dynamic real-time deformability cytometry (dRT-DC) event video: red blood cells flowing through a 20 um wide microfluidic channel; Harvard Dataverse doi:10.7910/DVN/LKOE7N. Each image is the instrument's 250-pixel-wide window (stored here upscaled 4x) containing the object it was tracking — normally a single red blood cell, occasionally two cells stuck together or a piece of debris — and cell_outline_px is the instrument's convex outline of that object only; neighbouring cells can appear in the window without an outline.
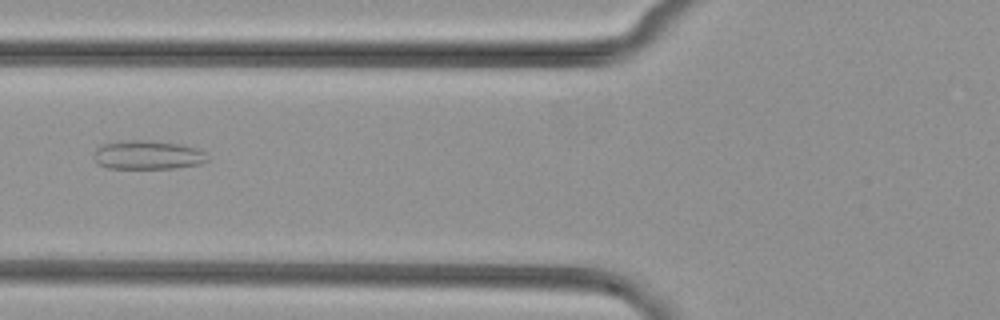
{"species": "common noctule bat (a hibernating species)", "species_latin": "Nyctalus noctula", "temperature_condition": "cold", "stored_images_in_passage": 39, "camera_frame_rate_fps": 3000, "um_per_image_px": 0.085, "animal": {"sex": "female", "body_mass_g": 29.2, "forearm_length_mm": 56.3}, "frame": {"image": 1, "passage_image": 8, "time_ms": 2.333, "image_size_px": [1000, 320], "cell_outline_px": [[208, 160], [200, 164], [176, 168], [108, 168], [96, 164], [92, 156], [92, 152], [100, 144], [120, 140], [148, 140], [180, 144], [196, 148], [204, 152]], "centroid_in_image_um": [12.47, 13.16], "position_along_channel_um": 113.3, "area_um2": 19.42}}
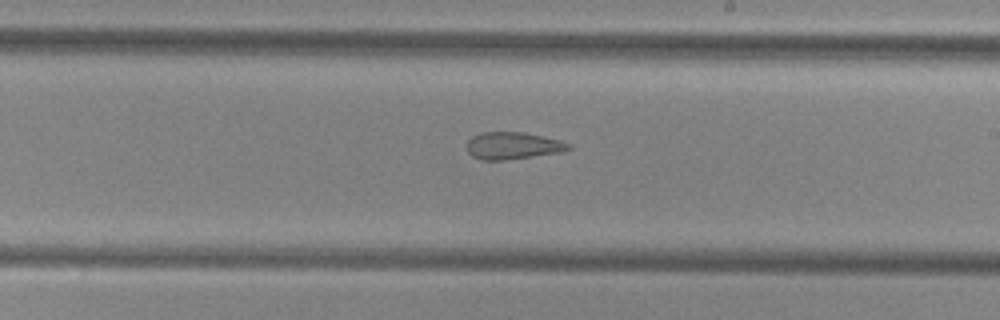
{"frame": {"image": 2, "passage_image": 18, "time_ms": 5.667, "image_size_px": [1000, 320], "cell_outline_px": [[572, 148], [560, 152], [504, 160], [480, 160], [472, 156], [468, 152], [468, 140], [472, 136], [480, 132], [524, 132], [560, 140], [568, 144]], "centroid_in_image_um": [43.55, 12.38], "position_along_channel_um": 245.4, "area_um2": 15.95}}
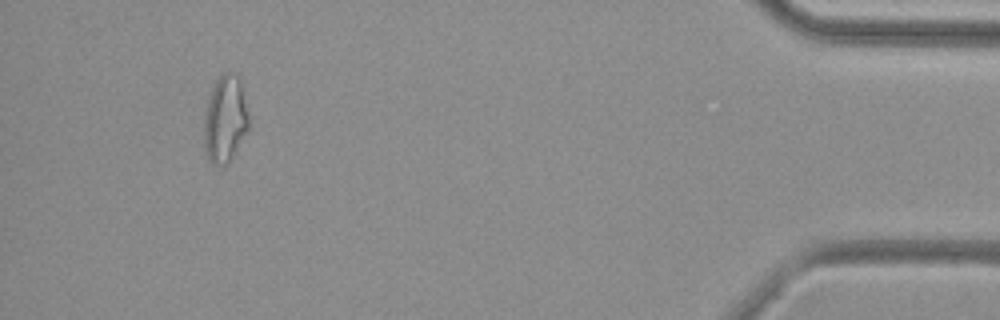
{"frame": {"image": 3, "passage_image": 36, "time_ms": 11.667, "image_size_px": [1000, 320], "cell_outline_px": [[248, 132], [228, 164], [212, 164], [208, 160], [204, 148], [204, 112], [208, 96], [212, 84], [216, 76], [224, 72], [236, 72], [240, 76], [248, 116]], "centroid_in_image_um": [19.12, 10.07], "position_along_channel_um": 416.1, "area_um2": 23.35}}